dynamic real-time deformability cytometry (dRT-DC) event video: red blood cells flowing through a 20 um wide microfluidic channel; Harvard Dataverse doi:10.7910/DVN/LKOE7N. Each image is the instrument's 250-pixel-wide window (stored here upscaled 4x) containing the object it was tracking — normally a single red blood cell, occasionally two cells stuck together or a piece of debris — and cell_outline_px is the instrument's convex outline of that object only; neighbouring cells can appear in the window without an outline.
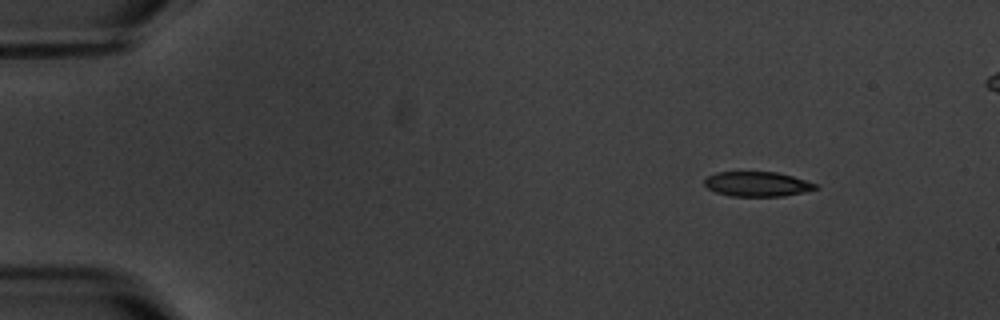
{"species": "common noctule bat (a hibernating species)", "species_latin": "Nyctalus noctula", "temperature_condition": "warm", "stored_images_in_passage": 4, "camera_frame_rate_fps": 3000, "um_per_image_px": 0.085, "animal": {"sex": "male", "body_mass_g": 20.1, "forearm_length_mm": 53.5}, "frame": {"image": 1, "passage_image": 1, "time_ms": 0.0, "image_size_px": [1000, 320], "cell_outline_px": [[816, 188], [784, 196], [732, 196], [716, 192], [708, 188], [704, 184], [704, 180], [708, 176], [716, 172], [776, 172], [792, 176], [816, 184]], "centroid_in_image_um": [64.3, 15.64], "position_along_channel_um": 20.7, "area_um2": 15.72}}